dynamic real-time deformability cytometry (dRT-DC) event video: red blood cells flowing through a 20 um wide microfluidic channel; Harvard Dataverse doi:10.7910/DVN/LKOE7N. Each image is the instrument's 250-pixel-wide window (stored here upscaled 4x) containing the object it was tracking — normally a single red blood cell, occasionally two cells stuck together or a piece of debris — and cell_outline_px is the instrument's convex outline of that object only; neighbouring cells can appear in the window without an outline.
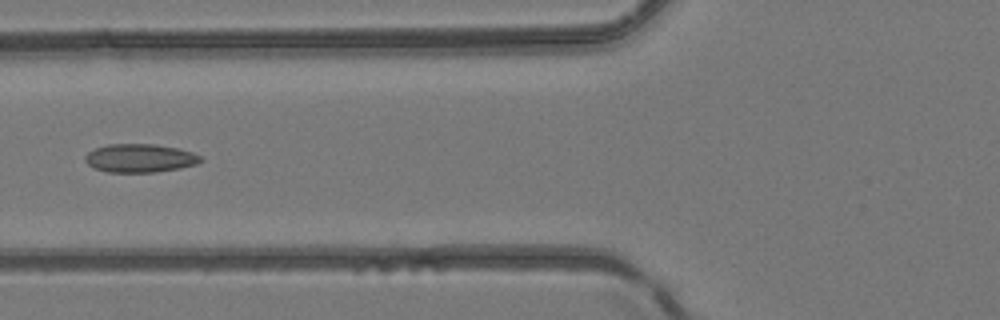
{"species": "common noctule bat (a hibernating species)", "species_latin": "Nyctalus noctula", "temperature_condition": "room temperature", "stored_images_in_passage": 23, "camera_frame_rate_fps": 3000, "um_per_image_px": 0.085, "animal": {"sex": "female", "body_mass_g": 24.6, "forearm_length_mm": 56.2}, "frame": {"image": 1, "passage_image": 20, "time_ms": 6.333, "image_size_px": [1000, 320], "cell_outline_px": [[204, 160], [196, 164], [180, 168], [156, 172], [108, 172], [92, 168], [84, 160], [84, 156], [88, 152], [96, 148], [108, 144], [156, 144], [180, 148], [192, 152], [200, 156]], "centroid_in_image_um": [11.89, 13.44], "position_along_channel_um": 113.9, "area_um2": 19.31}}